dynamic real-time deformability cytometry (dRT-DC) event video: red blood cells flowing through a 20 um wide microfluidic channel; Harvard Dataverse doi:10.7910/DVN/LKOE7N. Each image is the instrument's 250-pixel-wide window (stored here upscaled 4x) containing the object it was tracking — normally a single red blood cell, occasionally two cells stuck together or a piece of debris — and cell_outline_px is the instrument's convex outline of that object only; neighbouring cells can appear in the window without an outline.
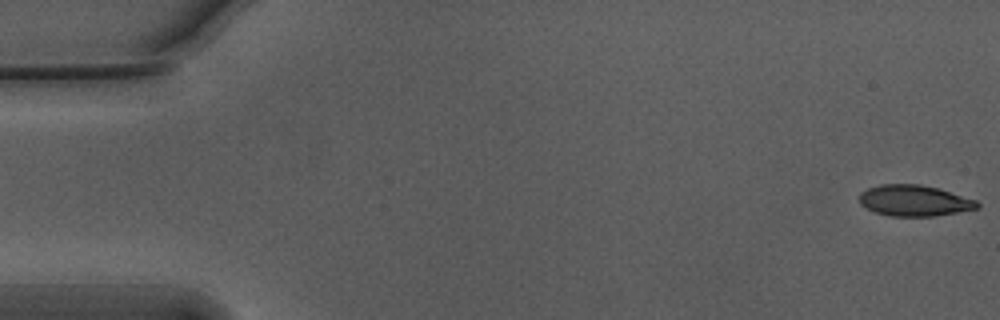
{"species": "Egyptian fruit bat (a non-hibernating species)", "species_latin": "Rousettus aegyptiacus", "temperature_condition": "warm", "stored_images_in_passage": 55, "camera_frame_rate_fps": 3000, "um_per_image_px": 0.085, "animal": {"sex": "male"}, "frame": {"image": 1, "passage_image": 1, "time_ms": 0.0, "image_size_px": [1000, 320], "cell_outline_px": [[980, 208], [932, 216], [888, 216], [876, 212], [860, 204], [860, 192], [868, 188], [880, 184], [920, 184], [936, 188], [976, 200], [980, 204]], "centroid_in_image_um": [77.7, 17.05], "position_along_channel_um": 7.3, "area_um2": 21.1}}
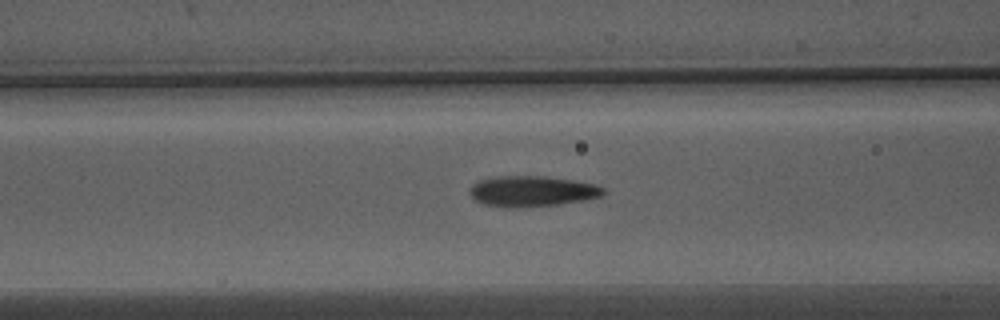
{"frame": {"image": 2, "passage_image": 22, "time_ms": 7.0, "image_size_px": [1000, 320], "cell_outline_px": [[604, 192], [600, 196], [584, 200], [560, 204], [520, 208], [508, 208], [484, 204], [476, 200], [468, 192], [472, 184], [480, 180], [500, 176], [540, 176], [572, 180], [596, 184], [604, 188]], "centroid_in_image_um": [45.2, 16.26], "position_along_channel_um": 121.4, "area_um2": 23.81}}
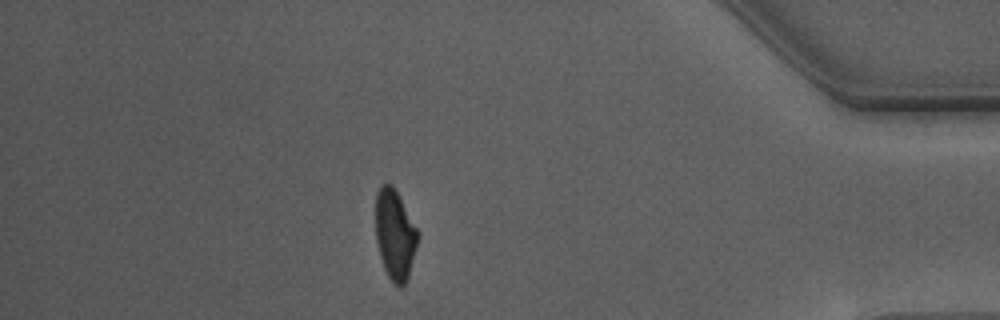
{"frame": {"image": 3, "passage_image": 48, "time_ms": 15.667, "image_size_px": [1000, 320], "cell_outline_px": [[420, 236], [408, 276], [404, 284], [400, 288], [388, 276], [384, 268], [380, 256], [376, 240], [376, 192], [380, 184], [392, 184], [420, 232]], "centroid_in_image_um": [33.58, 19.91], "position_along_channel_um": 401.6, "area_um2": 22.14}, "authors_computed_cell_mechanics": {"area_um2": 22.6576, "velocity_mm_per_s": 3.7521, "shape_relaxation_time_tau1_ms": 5.2874, "shape_relaxation_time_tau2_ms": 1.516, "deformation_change_tau1": 0.1921, "deformation_change_tau2": 0.083}}